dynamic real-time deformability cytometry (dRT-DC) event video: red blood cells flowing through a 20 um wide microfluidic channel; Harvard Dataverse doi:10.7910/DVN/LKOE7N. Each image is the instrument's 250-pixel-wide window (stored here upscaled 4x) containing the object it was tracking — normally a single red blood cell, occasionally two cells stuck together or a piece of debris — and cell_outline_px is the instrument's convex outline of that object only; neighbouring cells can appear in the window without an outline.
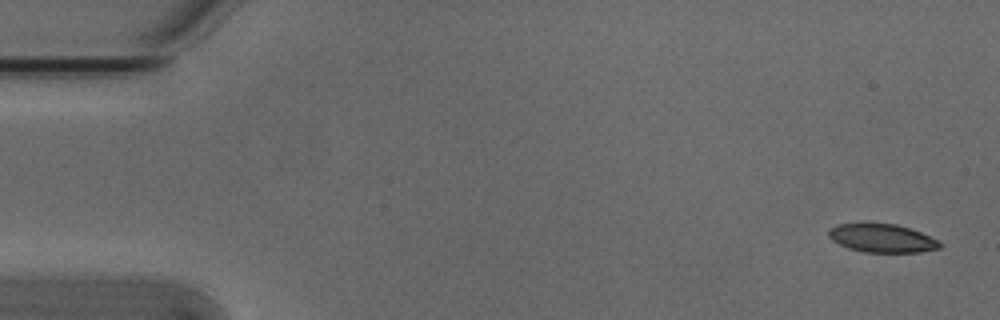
{"species": "Egyptian fruit bat (a non-hibernating species)", "species_latin": "Rousettus aegyptiacus", "temperature_condition": "cold", "stored_images_in_passage": 7, "camera_frame_rate_fps": 3000, "um_per_image_px": 0.085, "animal": {"sex": "male"}, "frame": {"image": 1, "passage_image": 1, "time_ms": 0.0, "image_size_px": [1000, 320], "cell_outline_px": [[944, 244], [940, 248], [920, 252], [864, 252], [848, 248], [832, 240], [828, 236], [828, 232], [836, 224], [896, 224], [920, 232], [940, 240]], "centroid_in_image_um": [75.02, 20.26], "position_along_channel_um": 10.0, "area_um2": 18.26}}
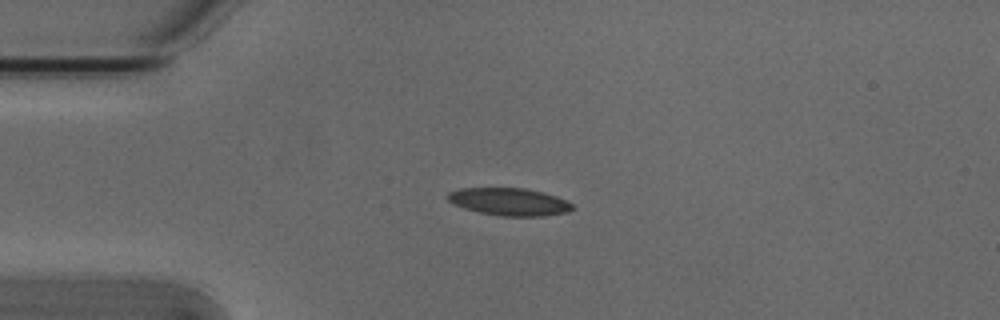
{"frame": {"image": 2, "passage_image": 4, "time_ms": 1.0, "image_size_px": [1000, 320], "cell_outline_px": [[576, 208], [568, 212], [544, 216], [500, 216], [480, 212], [464, 208], [452, 204], [444, 196], [448, 192], [460, 188], [524, 188], [544, 192], [556, 196], [572, 204]], "centroid_in_image_um": [43.27, 17.15], "position_along_channel_um": 41.7, "area_um2": 20.17}}